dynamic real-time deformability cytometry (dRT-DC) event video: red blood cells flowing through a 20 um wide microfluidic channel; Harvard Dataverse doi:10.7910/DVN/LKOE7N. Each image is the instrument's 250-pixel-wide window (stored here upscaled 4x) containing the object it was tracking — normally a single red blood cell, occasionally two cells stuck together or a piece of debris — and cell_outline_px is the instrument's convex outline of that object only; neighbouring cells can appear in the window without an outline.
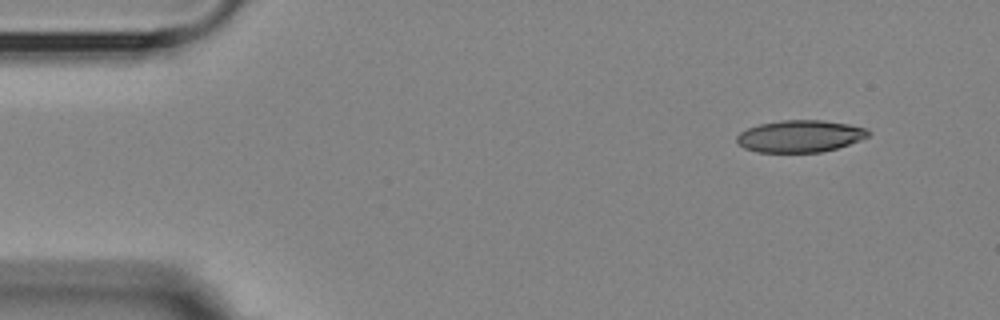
{"species": "Egyptian fruit bat (a non-hibernating species)", "species_latin": "Rousettus aegyptiacus", "temperature_condition": "room temperature", "stored_images_in_passage": 4, "segment_of_instrument_passage": [1, 2], "camera_frame_rate_fps": 3000, "um_per_image_px": 0.085, "animal": {"sex": "female"}, "frame": {"image": 1, "passage_image": 1, "time_ms": 0.0, "image_size_px": [1000, 320], "cell_outline_px": [[872, 132], [868, 136], [860, 140], [836, 148], [820, 152], [756, 152], [744, 148], [736, 140], [736, 136], [740, 132], [748, 128], [760, 124], [780, 120], [824, 120], [848, 124], [868, 128]], "centroid_in_image_um": [68.01, 11.57], "position_along_channel_um": 17.0, "area_um2": 24.57}}
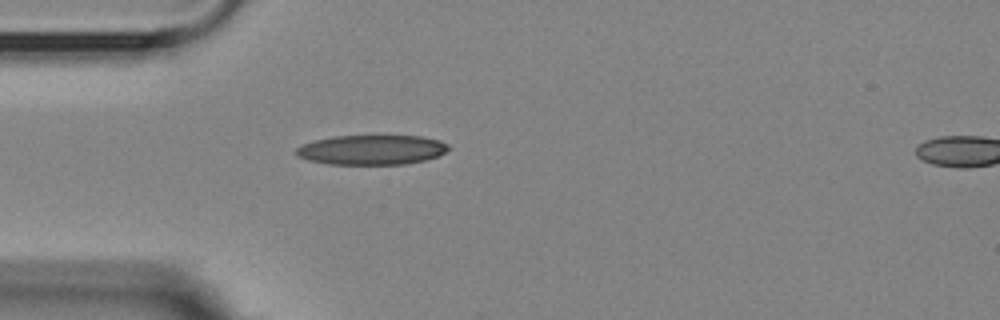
{"frame": {"image": 2, "passage_image": 3, "time_ms": 3.333, "image_size_px": [1000, 320], "cell_outline_px": [[448, 148], [444, 152], [436, 156], [424, 160], [404, 164], [328, 164], [308, 160], [296, 156], [296, 148], [304, 144], [316, 140], [332, 136], [420, 136], [440, 140], [448, 144]], "centroid_in_image_um": [31.57, 12.73], "position_along_channel_um": 53.4, "area_um2": 26.18}}